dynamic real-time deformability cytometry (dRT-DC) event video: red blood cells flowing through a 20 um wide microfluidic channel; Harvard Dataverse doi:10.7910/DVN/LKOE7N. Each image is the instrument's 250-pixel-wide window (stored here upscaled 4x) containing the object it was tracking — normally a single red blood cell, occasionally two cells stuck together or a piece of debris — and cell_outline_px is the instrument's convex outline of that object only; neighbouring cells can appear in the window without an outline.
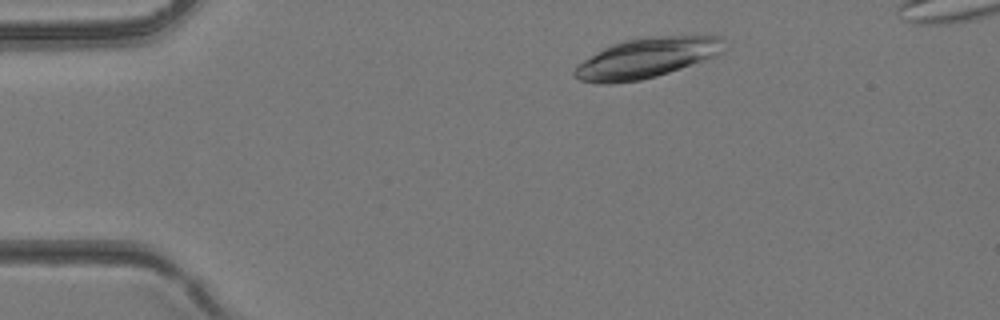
{"species": "common noctule bat (a hibernating species)", "species_latin": "Nyctalus noctula", "temperature_condition": "room temperature", "stored_images_in_passage": 3, "camera_frame_rate_fps": 3000, "um_per_image_px": 0.085, "animal": {"sex": "female", "body_mass_g": 24.6, "forearm_length_mm": 56.2}, "frame": {"image": 1, "passage_image": 2, "time_ms": 0.333, "image_size_px": [1000, 320], "cell_outline_px": [[724, 52], [716, 56], [656, 76], [640, 80], [612, 84], [596, 84], [580, 80], [572, 72], [576, 64], [604, 48], [612, 44], [624, 40], [644, 36], [720, 36]], "centroid_in_image_um": [54.9, 4.93], "position_along_channel_um": 30.1, "area_um2": 34.8}}